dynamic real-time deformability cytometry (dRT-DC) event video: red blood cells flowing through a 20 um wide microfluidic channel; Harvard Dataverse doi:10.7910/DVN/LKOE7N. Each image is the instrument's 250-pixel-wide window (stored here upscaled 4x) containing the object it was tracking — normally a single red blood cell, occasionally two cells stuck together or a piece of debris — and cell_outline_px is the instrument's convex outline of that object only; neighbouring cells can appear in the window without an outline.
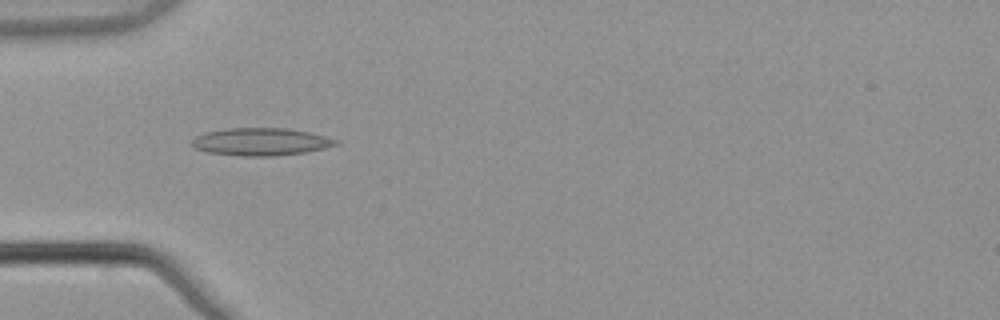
{"species": "common noctule bat (a hibernating species)", "species_latin": "Nyctalus noctula", "temperature_condition": "warm", "stored_images_in_passage": 5, "camera_frame_rate_fps": 3000, "um_per_image_px": 0.085, "animal": {"sex": "male", "body_mass_g": 21.5, "forearm_length_mm": 52.0}, "frame": {"image": 1, "passage_image": 4, "time_ms": 1.0, "image_size_px": [1000, 320], "cell_outline_px": [[340, 144], [324, 148], [304, 152], [272, 156], [240, 156], [204, 152], [196, 148], [192, 144], [192, 140], [196, 136], [204, 132], [228, 128], [288, 128], [308, 132], [340, 140]], "centroid_in_image_um": [22.16, 12.05], "position_along_channel_um": 62.8, "area_um2": 23.18}}
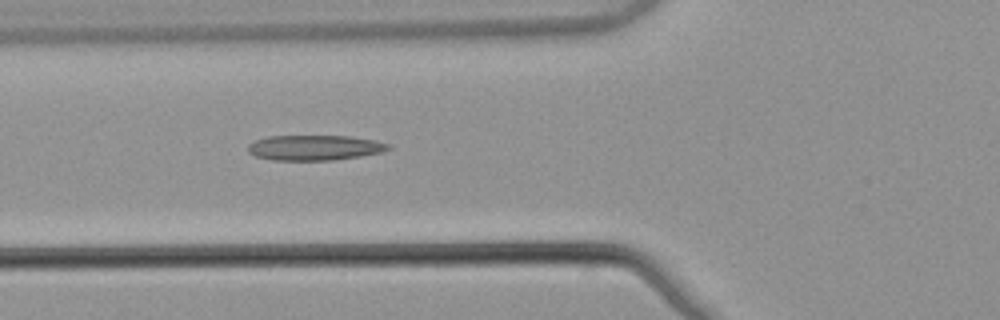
{"frame": {"image": 2, "passage_image": 5, "time_ms": 1.333, "image_size_px": [1000, 320], "cell_outline_px": [[392, 148], [380, 152], [360, 156], [332, 160], [272, 160], [256, 156], [248, 152], [248, 144], [256, 140], [268, 136], [352, 136], [376, 140], [392, 144]], "centroid_in_image_um": [26.77, 12.54], "position_along_channel_um": 99.0, "area_um2": 20.69}}